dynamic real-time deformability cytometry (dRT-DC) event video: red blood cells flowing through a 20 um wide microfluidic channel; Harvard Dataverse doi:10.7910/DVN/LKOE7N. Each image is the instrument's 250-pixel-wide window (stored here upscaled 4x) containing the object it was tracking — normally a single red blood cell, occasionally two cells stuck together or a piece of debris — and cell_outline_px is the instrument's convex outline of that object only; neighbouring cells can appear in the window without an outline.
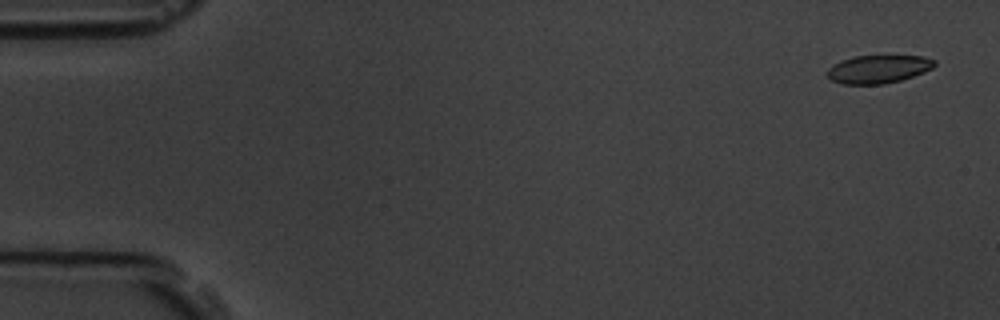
{"species": "common noctule bat (a hibernating species)", "species_latin": "Nyctalus noctula", "temperature_condition": "room temperature", "stored_images_in_passage": 6, "camera_frame_rate_fps": 3000, "um_per_image_px": 0.085, "animal": {"sex": "male", "body_mass_g": 19.5, "forearm_length_mm": 54.6}, "frame": {"image": 1, "passage_image": 1, "time_ms": 0.0, "image_size_px": [1000, 320], "cell_outline_px": [[936, 64], [932, 68], [924, 72], [900, 80], [884, 84], [840, 84], [832, 80], [828, 76], [828, 68], [832, 64], [840, 60], [852, 56], [924, 56], [936, 60]], "centroid_in_image_um": [74.64, 5.87], "position_along_channel_um": 10.4, "area_um2": 17.63}}
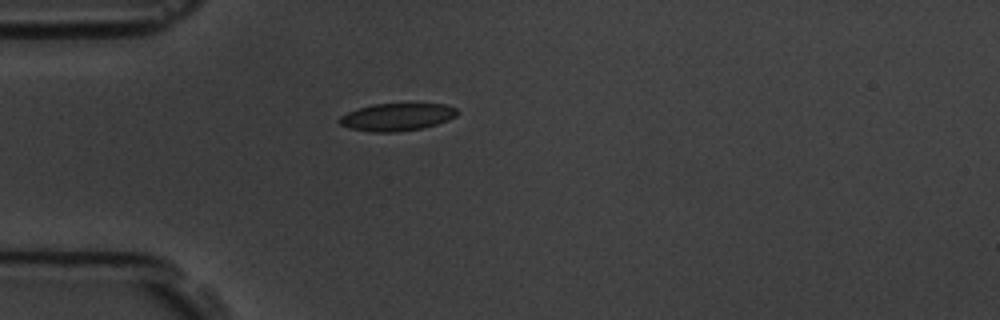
{"frame": {"image": 2, "passage_image": 4, "time_ms": 4.333, "image_size_px": [1000, 320], "cell_outline_px": [[456, 116], [448, 120], [424, 128], [396, 132], [368, 132], [348, 128], [340, 124], [336, 120], [340, 116], [348, 112], [372, 104], [444, 104], [456, 108]], "centroid_in_image_um": [33.69, 9.96], "position_along_channel_um": 51.3, "area_um2": 18.9}}
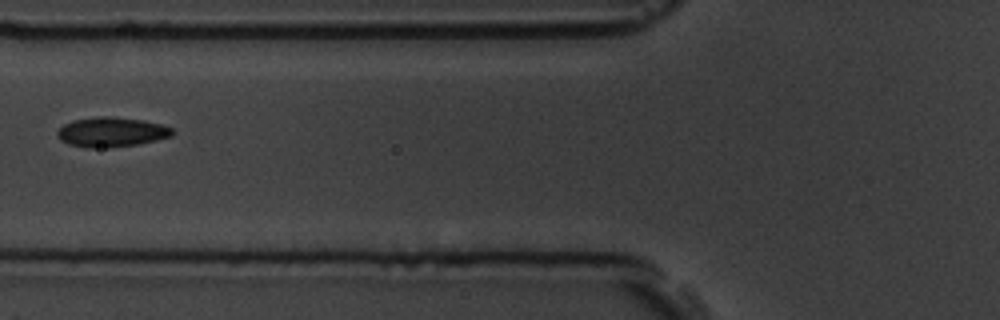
{"frame": {"image": 3, "passage_image": 6, "time_ms": 6.333, "image_size_px": [1000, 320], "cell_outline_px": [[176, 132], [172, 136], [156, 140], [136, 144], [108, 148], [88, 148], [68, 144], [60, 140], [56, 136], [56, 132], [64, 124], [72, 120], [96, 116], [112, 116], [144, 120], [164, 124], [172, 128]], "centroid_in_image_um": [9.48, 11.22], "position_along_channel_um": 116.3, "area_um2": 20.29}}